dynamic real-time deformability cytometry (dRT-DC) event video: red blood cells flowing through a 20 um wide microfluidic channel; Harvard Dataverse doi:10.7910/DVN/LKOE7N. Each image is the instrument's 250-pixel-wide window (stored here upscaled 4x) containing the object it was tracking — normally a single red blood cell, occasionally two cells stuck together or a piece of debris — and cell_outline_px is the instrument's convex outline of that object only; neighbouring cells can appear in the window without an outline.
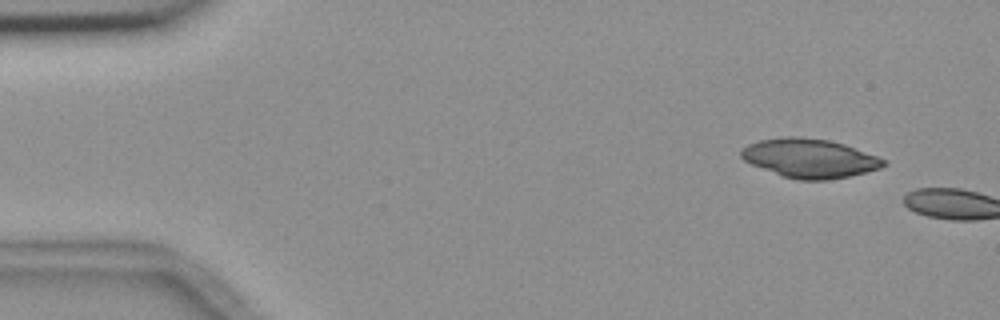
{"species": "common noctule bat (a hibernating species)", "species_latin": "Nyctalus noctula", "temperature_condition": "room temperature", "stored_images_in_passage": 3, "camera_frame_rate_fps": 3000, "um_per_image_px": 0.085, "animal": {"sex": "female", "body_mass_g": 18.4}, "frame": {"image": 1, "passage_image": 1, "time_ms": 0.0, "image_size_px": [1000, 320], "cell_outline_px": [[888, 164], [880, 168], [848, 176], [828, 180], [800, 180], [784, 176], [752, 164], [744, 160], [740, 156], [740, 148], [748, 144], [760, 140], [784, 136], [800, 136], [828, 140], [844, 144], [888, 160]], "centroid_in_image_um": [68.82, 13.44], "position_along_channel_um": 16.2, "area_um2": 32.25}}